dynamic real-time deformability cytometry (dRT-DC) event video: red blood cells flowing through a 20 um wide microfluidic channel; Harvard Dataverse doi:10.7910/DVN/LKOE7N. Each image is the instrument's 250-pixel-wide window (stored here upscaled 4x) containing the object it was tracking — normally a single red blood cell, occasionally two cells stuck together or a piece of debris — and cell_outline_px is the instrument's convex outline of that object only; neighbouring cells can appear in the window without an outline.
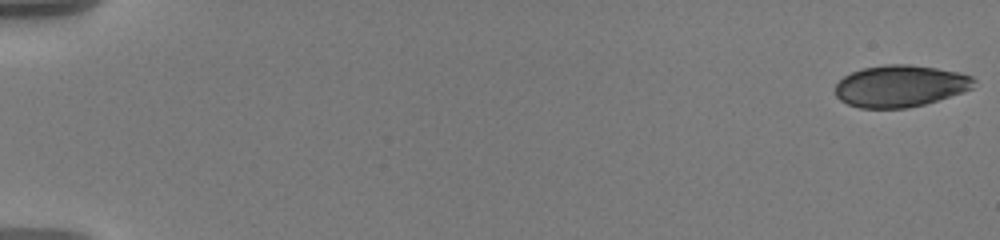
{"species": "human", "species_latin": "Homo sapiens", "temperature_condition": "warm", "stored_images_in_passage": 58, "camera_frame_rate_fps": 3000, "um_per_image_px": 0.085, "donor": {"sex": "male"}, "frame": {"image": 1, "passage_image": 1, "time_ms": 0.0, "image_size_px": [1000, 240], "cell_outline_px": [[976, 80], [972, 88], [924, 104], [904, 108], [860, 108], [848, 104], [840, 100], [836, 96], [836, 84], [844, 76], [852, 72], [864, 68], [884, 64], [908, 64], [936, 68], [956, 72], [972, 76]], "centroid_in_image_um": [76.49, 7.3], "position_along_channel_um": 8.5, "area_um2": 33.41}}
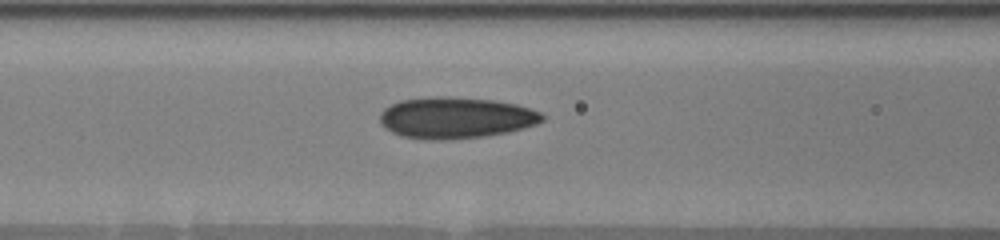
{"frame": {"image": 2, "passage_image": 26, "time_ms": 8.333, "image_size_px": [1000, 240], "cell_outline_px": [[544, 120], [536, 124], [524, 128], [508, 132], [484, 136], [444, 140], [424, 140], [400, 136], [384, 128], [380, 124], [380, 112], [384, 108], [400, 100], [432, 96], [448, 96], [496, 100], [516, 104], [540, 112], [544, 116]], "centroid_in_image_um": [38.7, 10.01], "position_along_channel_um": 127.9, "area_um2": 39.48}}
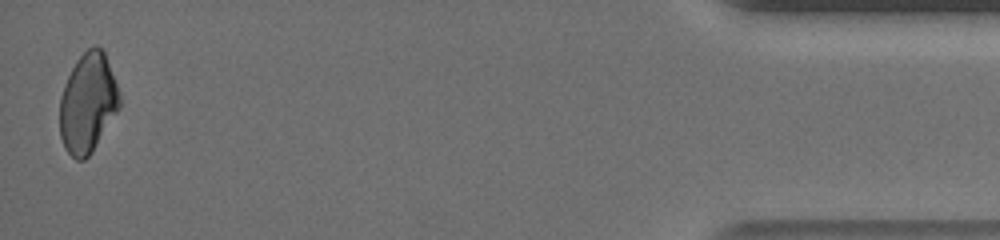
{"frame": {"image": 3, "passage_image": 57, "time_ms": 18.667, "image_size_px": [1000, 240], "cell_outline_px": [[120, 108], [92, 152], [84, 160], [76, 160], [64, 148], [60, 136], [60, 96], [64, 84], [76, 60], [88, 48], [96, 44], [104, 52], [120, 92]], "centroid_in_image_um": [7.46, 8.77], "position_along_channel_um": 427.7, "area_um2": 34.74}, "authors_computed_cell_mechanics": {"area_um2": 36.0094, "velocity_mm_per_s": 3.6156, "shape_relaxation_time_tau1_ms": 4.9631, "shape_relaxation_time_tau2_ms": 1.9525, "deformation_change_tau1": 0.1434, "deformation_change_tau2": 0.0654}}